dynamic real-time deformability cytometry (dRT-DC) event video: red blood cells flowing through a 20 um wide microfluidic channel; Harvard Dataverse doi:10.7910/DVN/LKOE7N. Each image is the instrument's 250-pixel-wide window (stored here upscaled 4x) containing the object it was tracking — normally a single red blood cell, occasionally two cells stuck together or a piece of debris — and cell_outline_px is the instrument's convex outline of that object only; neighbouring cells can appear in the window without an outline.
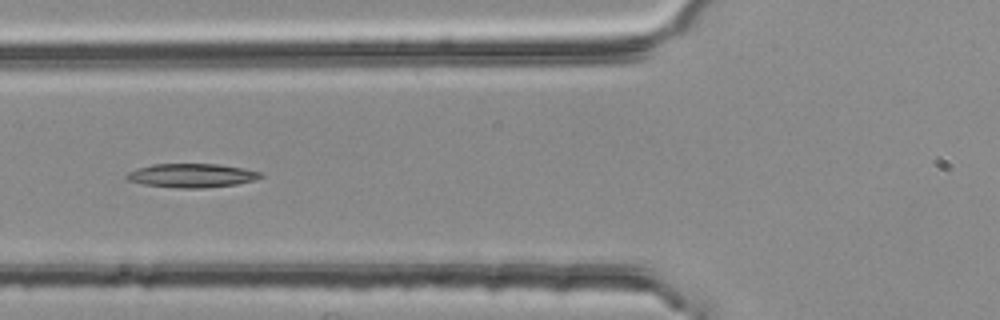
{"species": "common noctule bat (a hibernating species)", "species_latin": "Nyctalus noctula", "temperature_condition": "room temperature", "stored_images_in_passage": 5, "camera_frame_rate_fps": 3000, "um_per_image_px": 0.085, "animal": {"sex": "female", "body_mass_g": 25.1}, "frame": {"image": 1, "passage_image": 4, "time_ms": 1.0, "image_size_px": [1000, 320], "cell_outline_px": [[264, 176], [256, 180], [236, 184], [200, 188], [180, 188], [144, 184], [124, 180], [124, 176], [128, 172], [136, 168], [152, 164], [216, 164], [240, 168], [260, 172]], "centroid_in_image_um": [16.23, 14.92], "position_along_channel_um": 109.6, "area_um2": 18.55}}
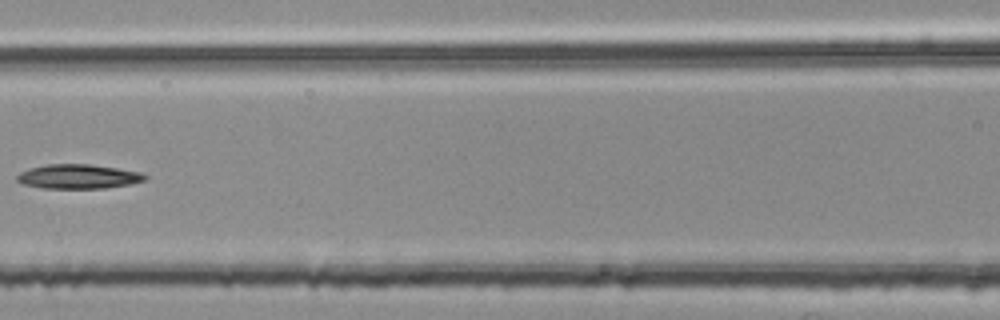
{"frame": {"image": 2, "passage_image": 5, "time_ms": 1.333, "image_size_px": [1000, 320], "cell_outline_px": [[148, 180], [132, 184], [104, 188], [44, 188], [20, 184], [16, 180], [16, 176], [20, 172], [28, 168], [48, 164], [88, 164], [116, 168], [140, 172], [148, 176]], "centroid_in_image_um": [6.64, 15.01], "position_along_channel_um": 160.0, "area_um2": 18.32}}